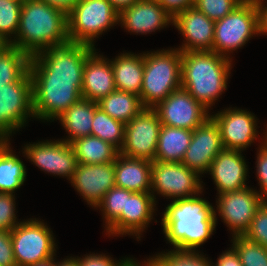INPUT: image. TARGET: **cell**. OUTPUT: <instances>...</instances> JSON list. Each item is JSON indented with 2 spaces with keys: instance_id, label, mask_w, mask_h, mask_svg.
<instances>
[{
  "instance_id": "35",
  "label": "cell",
  "mask_w": 267,
  "mask_h": 266,
  "mask_svg": "<svg viewBox=\"0 0 267 266\" xmlns=\"http://www.w3.org/2000/svg\"><path fill=\"white\" fill-rule=\"evenodd\" d=\"M126 204V189L114 186L102 198L97 205L103 213L105 219V229H107L125 210Z\"/></svg>"
},
{
  "instance_id": "30",
  "label": "cell",
  "mask_w": 267,
  "mask_h": 266,
  "mask_svg": "<svg viewBox=\"0 0 267 266\" xmlns=\"http://www.w3.org/2000/svg\"><path fill=\"white\" fill-rule=\"evenodd\" d=\"M26 175V166L8 145L0 154V193L13 194L24 184Z\"/></svg>"
},
{
  "instance_id": "43",
  "label": "cell",
  "mask_w": 267,
  "mask_h": 266,
  "mask_svg": "<svg viewBox=\"0 0 267 266\" xmlns=\"http://www.w3.org/2000/svg\"><path fill=\"white\" fill-rule=\"evenodd\" d=\"M212 266H242V263L235 249L231 247V249L224 251L217 258V263Z\"/></svg>"
},
{
  "instance_id": "51",
  "label": "cell",
  "mask_w": 267,
  "mask_h": 266,
  "mask_svg": "<svg viewBox=\"0 0 267 266\" xmlns=\"http://www.w3.org/2000/svg\"><path fill=\"white\" fill-rule=\"evenodd\" d=\"M5 45L1 40H0V48Z\"/></svg>"
},
{
  "instance_id": "16",
  "label": "cell",
  "mask_w": 267,
  "mask_h": 266,
  "mask_svg": "<svg viewBox=\"0 0 267 266\" xmlns=\"http://www.w3.org/2000/svg\"><path fill=\"white\" fill-rule=\"evenodd\" d=\"M157 201L151 192L126 190L125 210L106 229L109 236L133 235L141 239V233L152 221Z\"/></svg>"
},
{
  "instance_id": "15",
  "label": "cell",
  "mask_w": 267,
  "mask_h": 266,
  "mask_svg": "<svg viewBox=\"0 0 267 266\" xmlns=\"http://www.w3.org/2000/svg\"><path fill=\"white\" fill-rule=\"evenodd\" d=\"M210 117L218 125L224 149L244 151L257 140L258 119L254 113L229 107Z\"/></svg>"
},
{
  "instance_id": "33",
  "label": "cell",
  "mask_w": 267,
  "mask_h": 266,
  "mask_svg": "<svg viewBox=\"0 0 267 266\" xmlns=\"http://www.w3.org/2000/svg\"><path fill=\"white\" fill-rule=\"evenodd\" d=\"M232 238V247L237 252L242 266H267V248L244 235Z\"/></svg>"
},
{
  "instance_id": "37",
  "label": "cell",
  "mask_w": 267,
  "mask_h": 266,
  "mask_svg": "<svg viewBox=\"0 0 267 266\" xmlns=\"http://www.w3.org/2000/svg\"><path fill=\"white\" fill-rule=\"evenodd\" d=\"M244 236L267 248V201L255 212L251 226Z\"/></svg>"
},
{
  "instance_id": "17",
  "label": "cell",
  "mask_w": 267,
  "mask_h": 266,
  "mask_svg": "<svg viewBox=\"0 0 267 266\" xmlns=\"http://www.w3.org/2000/svg\"><path fill=\"white\" fill-rule=\"evenodd\" d=\"M223 149L218 125L209 117L193 130L190 145L185 151L182 163L200 175L208 173L213 160Z\"/></svg>"
},
{
  "instance_id": "39",
  "label": "cell",
  "mask_w": 267,
  "mask_h": 266,
  "mask_svg": "<svg viewBox=\"0 0 267 266\" xmlns=\"http://www.w3.org/2000/svg\"><path fill=\"white\" fill-rule=\"evenodd\" d=\"M265 133V139L260 145V149L258 151L257 155V161H256V175L258 179V183L260 185V191H257L261 198L264 201H267V130Z\"/></svg>"
},
{
  "instance_id": "5",
  "label": "cell",
  "mask_w": 267,
  "mask_h": 266,
  "mask_svg": "<svg viewBox=\"0 0 267 266\" xmlns=\"http://www.w3.org/2000/svg\"><path fill=\"white\" fill-rule=\"evenodd\" d=\"M181 87V51L177 48L144 52V73L140 101L154 108Z\"/></svg>"
},
{
  "instance_id": "26",
  "label": "cell",
  "mask_w": 267,
  "mask_h": 266,
  "mask_svg": "<svg viewBox=\"0 0 267 266\" xmlns=\"http://www.w3.org/2000/svg\"><path fill=\"white\" fill-rule=\"evenodd\" d=\"M193 131L185 128H177L162 125L154 161L182 162L185 151L190 145Z\"/></svg>"
},
{
  "instance_id": "13",
  "label": "cell",
  "mask_w": 267,
  "mask_h": 266,
  "mask_svg": "<svg viewBox=\"0 0 267 266\" xmlns=\"http://www.w3.org/2000/svg\"><path fill=\"white\" fill-rule=\"evenodd\" d=\"M153 109L162 125L192 131L210 117L209 110L182 87L173 91Z\"/></svg>"
},
{
  "instance_id": "10",
  "label": "cell",
  "mask_w": 267,
  "mask_h": 266,
  "mask_svg": "<svg viewBox=\"0 0 267 266\" xmlns=\"http://www.w3.org/2000/svg\"><path fill=\"white\" fill-rule=\"evenodd\" d=\"M34 117L32 80L28 72L21 80L0 88V136L10 139Z\"/></svg>"
},
{
  "instance_id": "22",
  "label": "cell",
  "mask_w": 267,
  "mask_h": 266,
  "mask_svg": "<svg viewBox=\"0 0 267 266\" xmlns=\"http://www.w3.org/2000/svg\"><path fill=\"white\" fill-rule=\"evenodd\" d=\"M116 90L111 61L96 52L87 57L83 69L82 98L98 102Z\"/></svg>"
},
{
  "instance_id": "21",
  "label": "cell",
  "mask_w": 267,
  "mask_h": 266,
  "mask_svg": "<svg viewBox=\"0 0 267 266\" xmlns=\"http://www.w3.org/2000/svg\"><path fill=\"white\" fill-rule=\"evenodd\" d=\"M240 150L223 149L213 160L209 174L217 186V194L248 187V166Z\"/></svg>"
},
{
  "instance_id": "34",
  "label": "cell",
  "mask_w": 267,
  "mask_h": 266,
  "mask_svg": "<svg viewBox=\"0 0 267 266\" xmlns=\"http://www.w3.org/2000/svg\"><path fill=\"white\" fill-rule=\"evenodd\" d=\"M156 266H212L208 257L197 251H178L173 249L153 256Z\"/></svg>"
},
{
  "instance_id": "11",
  "label": "cell",
  "mask_w": 267,
  "mask_h": 266,
  "mask_svg": "<svg viewBox=\"0 0 267 266\" xmlns=\"http://www.w3.org/2000/svg\"><path fill=\"white\" fill-rule=\"evenodd\" d=\"M162 123L153 108H144L125 124L124 143L119 153L154 162Z\"/></svg>"
},
{
  "instance_id": "27",
  "label": "cell",
  "mask_w": 267,
  "mask_h": 266,
  "mask_svg": "<svg viewBox=\"0 0 267 266\" xmlns=\"http://www.w3.org/2000/svg\"><path fill=\"white\" fill-rule=\"evenodd\" d=\"M77 162L81 164H105L115 162L119 150L96 136L81 137L70 143Z\"/></svg>"
},
{
  "instance_id": "31",
  "label": "cell",
  "mask_w": 267,
  "mask_h": 266,
  "mask_svg": "<svg viewBox=\"0 0 267 266\" xmlns=\"http://www.w3.org/2000/svg\"><path fill=\"white\" fill-rule=\"evenodd\" d=\"M125 124L106 114L101 108L95 109L91 135L111 143L120 150L124 143Z\"/></svg>"
},
{
  "instance_id": "1",
  "label": "cell",
  "mask_w": 267,
  "mask_h": 266,
  "mask_svg": "<svg viewBox=\"0 0 267 266\" xmlns=\"http://www.w3.org/2000/svg\"><path fill=\"white\" fill-rule=\"evenodd\" d=\"M94 50L87 44L68 42L31 57L34 118L54 121L82 98L83 69Z\"/></svg>"
},
{
  "instance_id": "40",
  "label": "cell",
  "mask_w": 267,
  "mask_h": 266,
  "mask_svg": "<svg viewBox=\"0 0 267 266\" xmlns=\"http://www.w3.org/2000/svg\"><path fill=\"white\" fill-rule=\"evenodd\" d=\"M0 266H17L10 231H0Z\"/></svg>"
},
{
  "instance_id": "46",
  "label": "cell",
  "mask_w": 267,
  "mask_h": 266,
  "mask_svg": "<svg viewBox=\"0 0 267 266\" xmlns=\"http://www.w3.org/2000/svg\"><path fill=\"white\" fill-rule=\"evenodd\" d=\"M140 263L133 258H123L120 259L118 266H156L153 257L147 258V261L145 260L142 265Z\"/></svg>"
},
{
  "instance_id": "9",
  "label": "cell",
  "mask_w": 267,
  "mask_h": 266,
  "mask_svg": "<svg viewBox=\"0 0 267 266\" xmlns=\"http://www.w3.org/2000/svg\"><path fill=\"white\" fill-rule=\"evenodd\" d=\"M200 180V175L182 162H152L151 194L155 201V192L172 200L199 195L203 193V182Z\"/></svg>"
},
{
  "instance_id": "2",
  "label": "cell",
  "mask_w": 267,
  "mask_h": 266,
  "mask_svg": "<svg viewBox=\"0 0 267 266\" xmlns=\"http://www.w3.org/2000/svg\"><path fill=\"white\" fill-rule=\"evenodd\" d=\"M197 196L173 200L165 208L161 225L175 250L196 251L215 230L216 210L210 202Z\"/></svg>"
},
{
  "instance_id": "41",
  "label": "cell",
  "mask_w": 267,
  "mask_h": 266,
  "mask_svg": "<svg viewBox=\"0 0 267 266\" xmlns=\"http://www.w3.org/2000/svg\"><path fill=\"white\" fill-rule=\"evenodd\" d=\"M77 259L78 266H118L119 260L115 261L112 257L105 254H89L82 258L75 257ZM119 261V262H118Z\"/></svg>"
},
{
  "instance_id": "28",
  "label": "cell",
  "mask_w": 267,
  "mask_h": 266,
  "mask_svg": "<svg viewBox=\"0 0 267 266\" xmlns=\"http://www.w3.org/2000/svg\"><path fill=\"white\" fill-rule=\"evenodd\" d=\"M97 104L110 117L124 124L144 109L138 95L117 89L100 99Z\"/></svg>"
},
{
  "instance_id": "50",
  "label": "cell",
  "mask_w": 267,
  "mask_h": 266,
  "mask_svg": "<svg viewBox=\"0 0 267 266\" xmlns=\"http://www.w3.org/2000/svg\"><path fill=\"white\" fill-rule=\"evenodd\" d=\"M9 139L7 137L4 136H0V154L2 153V151L11 143H9Z\"/></svg>"
},
{
  "instance_id": "29",
  "label": "cell",
  "mask_w": 267,
  "mask_h": 266,
  "mask_svg": "<svg viewBox=\"0 0 267 266\" xmlns=\"http://www.w3.org/2000/svg\"><path fill=\"white\" fill-rule=\"evenodd\" d=\"M31 57L10 44L0 48V88L21 80L28 72Z\"/></svg>"
},
{
  "instance_id": "38",
  "label": "cell",
  "mask_w": 267,
  "mask_h": 266,
  "mask_svg": "<svg viewBox=\"0 0 267 266\" xmlns=\"http://www.w3.org/2000/svg\"><path fill=\"white\" fill-rule=\"evenodd\" d=\"M15 194L0 193V231H11L20 222L16 217Z\"/></svg>"
},
{
  "instance_id": "25",
  "label": "cell",
  "mask_w": 267,
  "mask_h": 266,
  "mask_svg": "<svg viewBox=\"0 0 267 266\" xmlns=\"http://www.w3.org/2000/svg\"><path fill=\"white\" fill-rule=\"evenodd\" d=\"M98 107L97 102L81 98L73 103L63 114L56 120H59L69 135L64 142L71 143L74 140L91 135L92 121L95 109Z\"/></svg>"
},
{
  "instance_id": "14",
  "label": "cell",
  "mask_w": 267,
  "mask_h": 266,
  "mask_svg": "<svg viewBox=\"0 0 267 266\" xmlns=\"http://www.w3.org/2000/svg\"><path fill=\"white\" fill-rule=\"evenodd\" d=\"M23 150L24 156L42 171L67 177L69 181L73 178L78 162L71 144L61 139L46 140L27 144Z\"/></svg>"
},
{
  "instance_id": "36",
  "label": "cell",
  "mask_w": 267,
  "mask_h": 266,
  "mask_svg": "<svg viewBox=\"0 0 267 266\" xmlns=\"http://www.w3.org/2000/svg\"><path fill=\"white\" fill-rule=\"evenodd\" d=\"M244 0H194L193 6L209 19L217 21L230 14Z\"/></svg>"
},
{
  "instance_id": "18",
  "label": "cell",
  "mask_w": 267,
  "mask_h": 266,
  "mask_svg": "<svg viewBox=\"0 0 267 266\" xmlns=\"http://www.w3.org/2000/svg\"><path fill=\"white\" fill-rule=\"evenodd\" d=\"M172 25L185 37L184 43L177 48L181 52L213 51L215 21L194 6L178 13Z\"/></svg>"
},
{
  "instance_id": "19",
  "label": "cell",
  "mask_w": 267,
  "mask_h": 266,
  "mask_svg": "<svg viewBox=\"0 0 267 266\" xmlns=\"http://www.w3.org/2000/svg\"><path fill=\"white\" fill-rule=\"evenodd\" d=\"M70 183L88 205L96 208L105 194L116 186L115 162L105 164L78 163Z\"/></svg>"
},
{
  "instance_id": "23",
  "label": "cell",
  "mask_w": 267,
  "mask_h": 266,
  "mask_svg": "<svg viewBox=\"0 0 267 266\" xmlns=\"http://www.w3.org/2000/svg\"><path fill=\"white\" fill-rule=\"evenodd\" d=\"M152 162L118 154L115 160V185L133 192H151Z\"/></svg>"
},
{
  "instance_id": "42",
  "label": "cell",
  "mask_w": 267,
  "mask_h": 266,
  "mask_svg": "<svg viewBox=\"0 0 267 266\" xmlns=\"http://www.w3.org/2000/svg\"><path fill=\"white\" fill-rule=\"evenodd\" d=\"M174 18L178 13L193 6L194 0H157Z\"/></svg>"
},
{
  "instance_id": "4",
  "label": "cell",
  "mask_w": 267,
  "mask_h": 266,
  "mask_svg": "<svg viewBox=\"0 0 267 266\" xmlns=\"http://www.w3.org/2000/svg\"><path fill=\"white\" fill-rule=\"evenodd\" d=\"M231 59L213 51L181 52V87L209 110L227 89Z\"/></svg>"
},
{
  "instance_id": "3",
  "label": "cell",
  "mask_w": 267,
  "mask_h": 266,
  "mask_svg": "<svg viewBox=\"0 0 267 266\" xmlns=\"http://www.w3.org/2000/svg\"><path fill=\"white\" fill-rule=\"evenodd\" d=\"M70 42L67 14L41 0H25L16 37L10 45L30 57Z\"/></svg>"
},
{
  "instance_id": "8",
  "label": "cell",
  "mask_w": 267,
  "mask_h": 266,
  "mask_svg": "<svg viewBox=\"0 0 267 266\" xmlns=\"http://www.w3.org/2000/svg\"><path fill=\"white\" fill-rule=\"evenodd\" d=\"M10 233L17 266H29L55 258L57 245L54 235L41 219L30 218L20 222Z\"/></svg>"
},
{
  "instance_id": "12",
  "label": "cell",
  "mask_w": 267,
  "mask_h": 266,
  "mask_svg": "<svg viewBox=\"0 0 267 266\" xmlns=\"http://www.w3.org/2000/svg\"><path fill=\"white\" fill-rule=\"evenodd\" d=\"M216 210L232 231L233 236L244 235L251 226L255 212L264 203L257 190L249 186L218 195Z\"/></svg>"
},
{
  "instance_id": "49",
  "label": "cell",
  "mask_w": 267,
  "mask_h": 266,
  "mask_svg": "<svg viewBox=\"0 0 267 266\" xmlns=\"http://www.w3.org/2000/svg\"><path fill=\"white\" fill-rule=\"evenodd\" d=\"M54 258H50L46 261H42V262H38L36 264L33 265H29V266H56V261Z\"/></svg>"
},
{
  "instance_id": "47",
  "label": "cell",
  "mask_w": 267,
  "mask_h": 266,
  "mask_svg": "<svg viewBox=\"0 0 267 266\" xmlns=\"http://www.w3.org/2000/svg\"><path fill=\"white\" fill-rule=\"evenodd\" d=\"M113 7L120 13L123 9L131 7L138 0H109Z\"/></svg>"
},
{
  "instance_id": "44",
  "label": "cell",
  "mask_w": 267,
  "mask_h": 266,
  "mask_svg": "<svg viewBox=\"0 0 267 266\" xmlns=\"http://www.w3.org/2000/svg\"><path fill=\"white\" fill-rule=\"evenodd\" d=\"M257 11L258 35H267V5L264 0L255 1Z\"/></svg>"
},
{
  "instance_id": "45",
  "label": "cell",
  "mask_w": 267,
  "mask_h": 266,
  "mask_svg": "<svg viewBox=\"0 0 267 266\" xmlns=\"http://www.w3.org/2000/svg\"><path fill=\"white\" fill-rule=\"evenodd\" d=\"M52 7L60 9L68 14L79 0H41Z\"/></svg>"
},
{
  "instance_id": "6",
  "label": "cell",
  "mask_w": 267,
  "mask_h": 266,
  "mask_svg": "<svg viewBox=\"0 0 267 266\" xmlns=\"http://www.w3.org/2000/svg\"><path fill=\"white\" fill-rule=\"evenodd\" d=\"M67 21L70 42L94 47L103 31L119 25V12L109 0H79L67 14Z\"/></svg>"
},
{
  "instance_id": "48",
  "label": "cell",
  "mask_w": 267,
  "mask_h": 266,
  "mask_svg": "<svg viewBox=\"0 0 267 266\" xmlns=\"http://www.w3.org/2000/svg\"><path fill=\"white\" fill-rule=\"evenodd\" d=\"M56 266H78L77 259L71 256L63 259L61 262H56Z\"/></svg>"
},
{
  "instance_id": "7",
  "label": "cell",
  "mask_w": 267,
  "mask_h": 266,
  "mask_svg": "<svg viewBox=\"0 0 267 266\" xmlns=\"http://www.w3.org/2000/svg\"><path fill=\"white\" fill-rule=\"evenodd\" d=\"M258 35L255 2L244 0L230 14L215 21L213 52L230 58V53L243 47Z\"/></svg>"
},
{
  "instance_id": "24",
  "label": "cell",
  "mask_w": 267,
  "mask_h": 266,
  "mask_svg": "<svg viewBox=\"0 0 267 266\" xmlns=\"http://www.w3.org/2000/svg\"><path fill=\"white\" fill-rule=\"evenodd\" d=\"M117 90L140 96L144 73V53H121L110 60Z\"/></svg>"
},
{
  "instance_id": "32",
  "label": "cell",
  "mask_w": 267,
  "mask_h": 266,
  "mask_svg": "<svg viewBox=\"0 0 267 266\" xmlns=\"http://www.w3.org/2000/svg\"><path fill=\"white\" fill-rule=\"evenodd\" d=\"M22 3L20 0H0V40L4 44H11L16 37Z\"/></svg>"
},
{
  "instance_id": "20",
  "label": "cell",
  "mask_w": 267,
  "mask_h": 266,
  "mask_svg": "<svg viewBox=\"0 0 267 266\" xmlns=\"http://www.w3.org/2000/svg\"><path fill=\"white\" fill-rule=\"evenodd\" d=\"M119 23L128 32L146 35L173 23V17L157 0H138L119 13Z\"/></svg>"
}]
</instances>
